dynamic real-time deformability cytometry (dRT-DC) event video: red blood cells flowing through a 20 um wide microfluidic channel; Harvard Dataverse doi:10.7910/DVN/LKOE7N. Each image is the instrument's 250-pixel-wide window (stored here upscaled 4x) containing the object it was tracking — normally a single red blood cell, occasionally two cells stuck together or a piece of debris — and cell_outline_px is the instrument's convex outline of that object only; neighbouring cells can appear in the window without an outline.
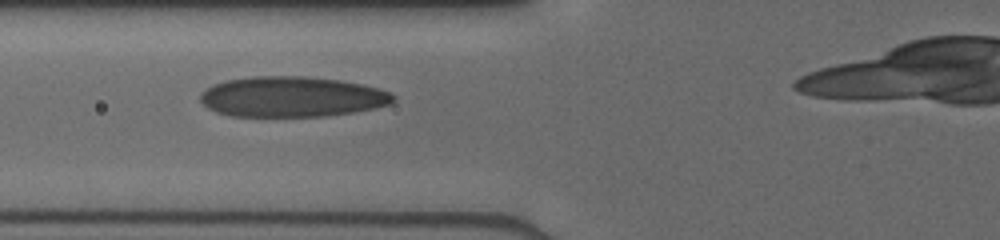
{"species": "human", "species_latin": "Homo sapiens", "temperature_condition": "cold", "stored_images_in_passage": 12, "camera_frame_rate_fps": 3000, "um_per_image_px": 0.085, "donor": {"sex": "male"}, "frame": {"image": 1, "passage_image": 3, "time_ms": 2.333, "image_size_px": [1000, 240], "cell_outline_px": [[396, 100], [388, 104], [372, 108], [352, 112], [324, 116], [228, 116], [216, 112], [208, 108], [200, 100], [200, 92], [204, 88], [212, 84], [224, 80], [252, 76], [304, 76], [340, 80], [360, 84], [376, 88], [388, 92], [396, 96]], "centroid_in_image_um": [24.73, 8.22], "position_along_channel_um": 101.1, "area_um2": 45.49}}
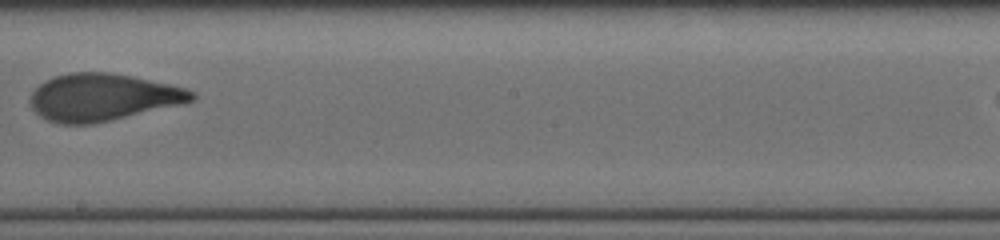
{"frame": {"image": 2, "passage_image": 6, "time_ms": 5.667, "image_size_px": [1000, 240], "cell_outline_px": [[196, 96], [192, 100], [176, 104], [92, 124], [60, 124], [48, 120], [40, 116], [32, 108], [32, 92], [40, 84], [52, 76], [68, 72], [112, 72], [132, 76], [168, 84], [184, 88], [196, 92]], "centroid_in_image_um": [8.66, 8.24], "position_along_channel_um": 239.5, "area_um2": 43.64}}
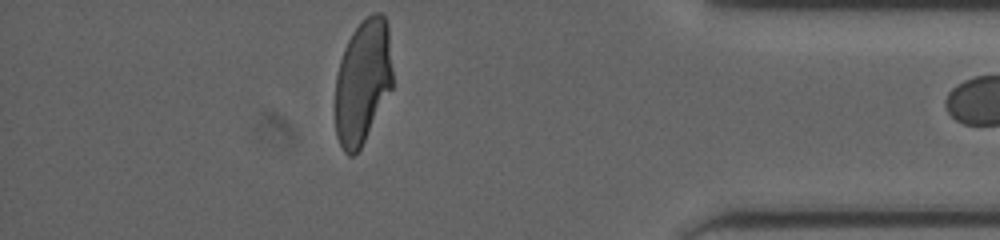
{"frame": {"image": 3, "passage_image": 11, "time_ms": 10.333, "image_size_px": [1000, 240], "cell_outline_px": [[392, 88], [360, 148], [352, 156], [348, 156], [344, 152], [336, 136], [336, 76], [340, 60], [344, 48], [352, 32], [372, 12], [380, 12], [384, 16], [388, 24], [392, 68]], "centroid_in_image_um": [30.83, 6.93], "position_along_channel_um": 404.4, "area_um2": 41.33}}